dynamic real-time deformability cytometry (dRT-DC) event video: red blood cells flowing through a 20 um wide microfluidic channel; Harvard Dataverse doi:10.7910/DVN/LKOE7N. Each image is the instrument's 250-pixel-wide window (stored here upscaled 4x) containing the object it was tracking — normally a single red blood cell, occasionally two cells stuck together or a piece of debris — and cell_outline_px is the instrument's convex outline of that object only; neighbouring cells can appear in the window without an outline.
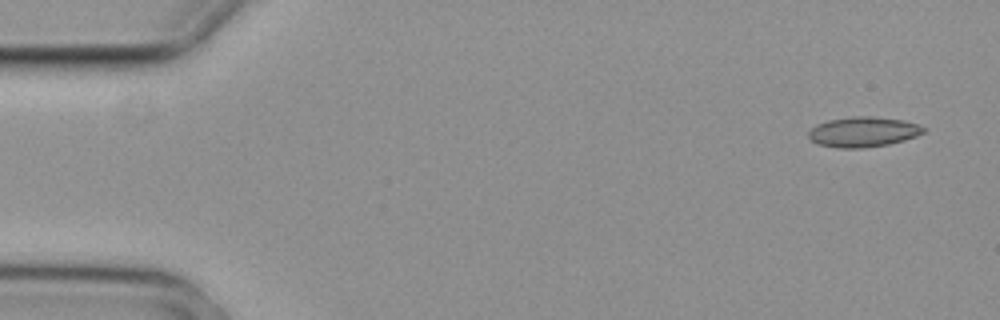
{"species": "common noctule bat (a hibernating species)", "species_latin": "Nyctalus noctula", "temperature_condition": "cold", "stored_images_in_passage": 5, "camera_frame_rate_fps": 3000, "um_per_image_px": 0.085, "animal": {"sex": "female", "body_mass_g": 29.2, "forearm_length_mm": 56.3}, "frame": {"image": 1, "passage_image": 1, "time_ms": 0.0, "image_size_px": [1000, 320], "cell_outline_px": [[928, 128], [924, 132], [916, 136], [904, 140], [888, 144], [864, 148], [836, 148], [816, 144], [808, 136], [808, 132], [816, 124], [828, 120], [852, 116], [872, 116], [904, 120]], "centroid_in_image_um": [73.36, 11.21], "position_along_channel_um": 11.6, "area_um2": 20.35}}
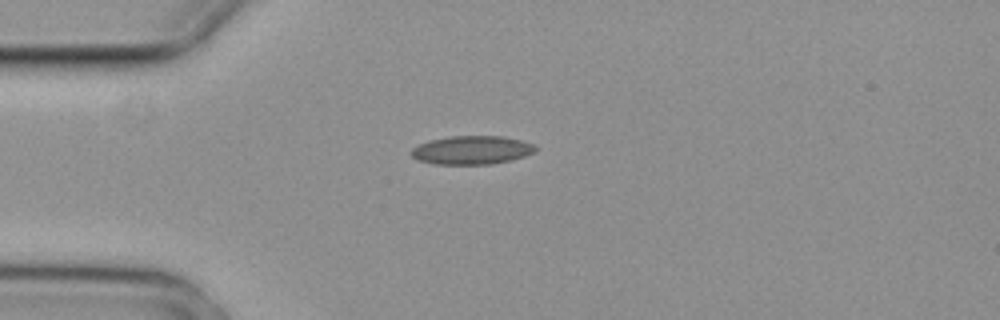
{"frame": {"image": 2, "passage_image": 4, "time_ms": 1.0, "image_size_px": [1000, 320], "cell_outline_px": [[536, 148], [532, 152], [524, 156], [492, 164], [432, 164], [420, 160], [412, 156], [412, 148], [428, 140], [448, 136], [504, 136], [520, 140], [532, 144]], "centroid_in_image_um": [40.06, 12.75], "position_along_channel_um": 44.9, "area_um2": 20.4}}